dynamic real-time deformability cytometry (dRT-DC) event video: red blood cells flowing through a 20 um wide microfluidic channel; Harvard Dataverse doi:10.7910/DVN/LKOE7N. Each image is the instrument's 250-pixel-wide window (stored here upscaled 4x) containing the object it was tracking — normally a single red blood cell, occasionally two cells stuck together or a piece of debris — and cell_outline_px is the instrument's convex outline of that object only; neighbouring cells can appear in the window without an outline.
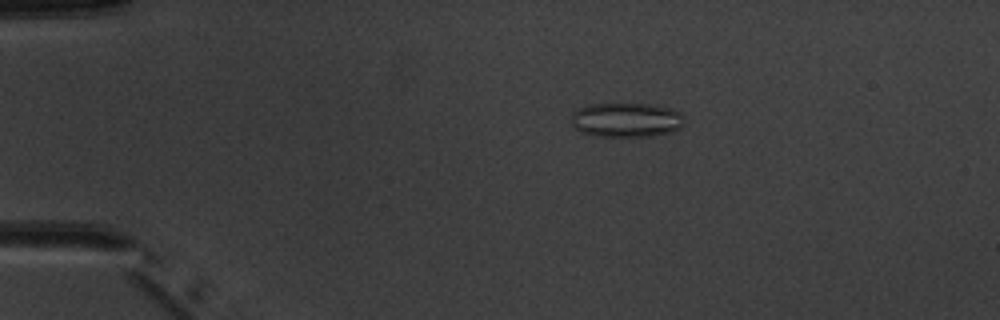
{"species": "common noctule bat (a hibernating species)", "species_latin": "Nyctalus noctula", "temperature_condition": "warm", "stored_images_in_passage": 7, "camera_frame_rate_fps": 3000, "um_per_image_px": 0.085, "animal": {"sex": "male", "body_mass_g": 20.1, "forearm_length_mm": 53.5}, "frame": {"image": 1, "passage_image": 3, "time_ms": 2.0, "image_size_px": [1000, 320], "cell_outline_px": [[680, 128], [672, 132], [652, 136], [596, 136], [580, 132], [572, 124], [572, 112], [588, 104], [652, 104], [672, 108], [680, 112]], "centroid_in_image_um": [53.2, 10.19], "position_along_channel_um": 31.8, "area_um2": 22.54}}
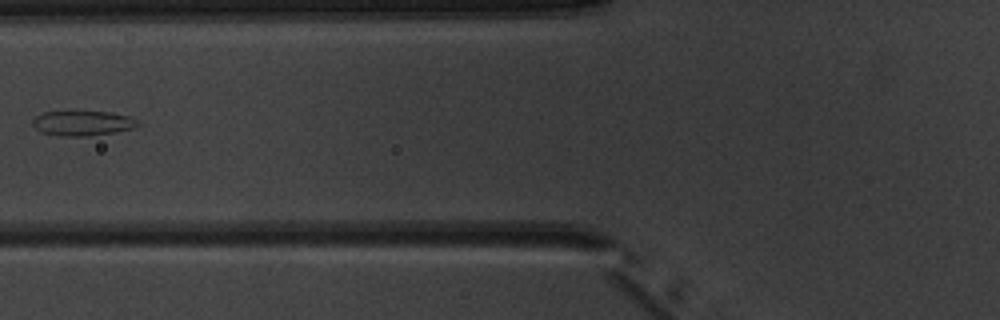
{"frame": {"image": 2, "passage_image": 6, "time_ms": 5.667, "image_size_px": [1000, 320], "cell_outline_px": [[140, 124], [136, 128], [88, 136], [60, 136], [40, 132], [32, 124], [32, 120], [36, 116], [44, 112], [108, 112], [132, 116], [140, 120]], "centroid_in_image_um": [7.07, 10.47], "position_along_channel_um": 118.7, "area_um2": 15.32}}
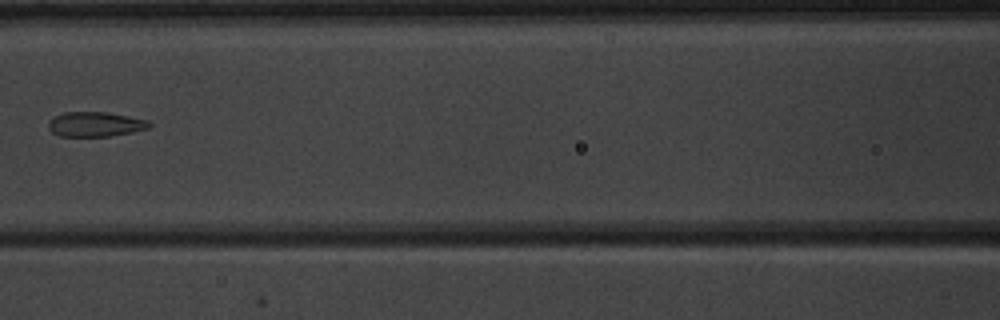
{"frame": {"image": 3, "passage_image": 7, "time_ms": 6.667, "image_size_px": [1000, 320], "cell_outline_px": [[152, 124], [148, 128], [132, 132], [108, 136], [60, 136], [52, 132], [48, 128], [48, 120], [64, 112], [108, 112], [148, 120]], "centroid_in_image_um": [8.09, 10.55], "position_along_channel_um": 158.5, "area_um2": 14.51}}